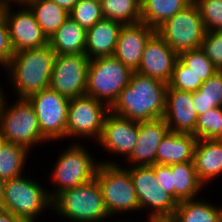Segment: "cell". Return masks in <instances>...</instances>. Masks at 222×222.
I'll return each mask as SVG.
<instances>
[{"mask_svg": "<svg viewBox=\"0 0 222 222\" xmlns=\"http://www.w3.org/2000/svg\"><path fill=\"white\" fill-rule=\"evenodd\" d=\"M167 88L166 83L133 71L129 85L120 92L110 111L137 122L163 118Z\"/></svg>", "mask_w": 222, "mask_h": 222, "instance_id": "cell-1", "label": "cell"}, {"mask_svg": "<svg viewBox=\"0 0 222 222\" xmlns=\"http://www.w3.org/2000/svg\"><path fill=\"white\" fill-rule=\"evenodd\" d=\"M55 56L49 44L14 53L6 66V76L17 98H28L49 88Z\"/></svg>", "mask_w": 222, "mask_h": 222, "instance_id": "cell-2", "label": "cell"}, {"mask_svg": "<svg viewBox=\"0 0 222 222\" xmlns=\"http://www.w3.org/2000/svg\"><path fill=\"white\" fill-rule=\"evenodd\" d=\"M52 211L69 222H104L111 219L96 178L59 193L52 200Z\"/></svg>", "mask_w": 222, "mask_h": 222, "instance_id": "cell-3", "label": "cell"}, {"mask_svg": "<svg viewBox=\"0 0 222 222\" xmlns=\"http://www.w3.org/2000/svg\"><path fill=\"white\" fill-rule=\"evenodd\" d=\"M58 155L48 178L54 186V189H48L51 200L65 190L93 180L100 164L81 142H72L68 148L58 152Z\"/></svg>", "mask_w": 222, "mask_h": 222, "instance_id": "cell-4", "label": "cell"}, {"mask_svg": "<svg viewBox=\"0 0 222 222\" xmlns=\"http://www.w3.org/2000/svg\"><path fill=\"white\" fill-rule=\"evenodd\" d=\"M113 160V161H112ZM95 178L110 217L140 211L139 202L130 172L114 158L100 161ZM139 210V211H138ZM125 212V213H124Z\"/></svg>", "mask_w": 222, "mask_h": 222, "instance_id": "cell-5", "label": "cell"}, {"mask_svg": "<svg viewBox=\"0 0 222 222\" xmlns=\"http://www.w3.org/2000/svg\"><path fill=\"white\" fill-rule=\"evenodd\" d=\"M30 177L24 174L5 181L0 209L9 211L26 222H38L37 218L47 209L52 210V200L48 188Z\"/></svg>", "mask_w": 222, "mask_h": 222, "instance_id": "cell-6", "label": "cell"}, {"mask_svg": "<svg viewBox=\"0 0 222 222\" xmlns=\"http://www.w3.org/2000/svg\"><path fill=\"white\" fill-rule=\"evenodd\" d=\"M5 104L0 109V127L8 143L27 149L42 146L48 140L42 135L33 105L27 98H17L16 102ZM34 147V148H33Z\"/></svg>", "mask_w": 222, "mask_h": 222, "instance_id": "cell-7", "label": "cell"}, {"mask_svg": "<svg viewBox=\"0 0 222 222\" xmlns=\"http://www.w3.org/2000/svg\"><path fill=\"white\" fill-rule=\"evenodd\" d=\"M132 73L114 55L91 59L87 72L86 95L110 108L120 92L129 85Z\"/></svg>", "mask_w": 222, "mask_h": 222, "instance_id": "cell-8", "label": "cell"}, {"mask_svg": "<svg viewBox=\"0 0 222 222\" xmlns=\"http://www.w3.org/2000/svg\"><path fill=\"white\" fill-rule=\"evenodd\" d=\"M125 168L130 172L140 212L147 213L148 210V216H145L147 219L168 222L176 211L178 202L159 186L152 165Z\"/></svg>", "mask_w": 222, "mask_h": 222, "instance_id": "cell-9", "label": "cell"}, {"mask_svg": "<svg viewBox=\"0 0 222 222\" xmlns=\"http://www.w3.org/2000/svg\"><path fill=\"white\" fill-rule=\"evenodd\" d=\"M156 32L179 54L200 48L207 31L199 7L192 1L162 24Z\"/></svg>", "mask_w": 222, "mask_h": 222, "instance_id": "cell-10", "label": "cell"}, {"mask_svg": "<svg viewBox=\"0 0 222 222\" xmlns=\"http://www.w3.org/2000/svg\"><path fill=\"white\" fill-rule=\"evenodd\" d=\"M110 108L103 102L91 96L71 98L68 107L66 139L80 140L93 139L97 141L101 137L103 122ZM76 138V139H75ZM80 140L78 141V139Z\"/></svg>", "mask_w": 222, "mask_h": 222, "instance_id": "cell-11", "label": "cell"}, {"mask_svg": "<svg viewBox=\"0 0 222 222\" xmlns=\"http://www.w3.org/2000/svg\"><path fill=\"white\" fill-rule=\"evenodd\" d=\"M33 105L42 135L51 143L66 139L70 99L50 88L27 98Z\"/></svg>", "mask_w": 222, "mask_h": 222, "instance_id": "cell-12", "label": "cell"}, {"mask_svg": "<svg viewBox=\"0 0 222 222\" xmlns=\"http://www.w3.org/2000/svg\"><path fill=\"white\" fill-rule=\"evenodd\" d=\"M14 6H19V9L17 8L15 11L12 8ZM3 15L8 26L10 43L14 53L49 44V39L37 23L34 13L24 2H5Z\"/></svg>", "mask_w": 222, "mask_h": 222, "instance_id": "cell-13", "label": "cell"}, {"mask_svg": "<svg viewBox=\"0 0 222 222\" xmlns=\"http://www.w3.org/2000/svg\"><path fill=\"white\" fill-rule=\"evenodd\" d=\"M89 63L85 54H57L49 88L69 99L86 95Z\"/></svg>", "mask_w": 222, "mask_h": 222, "instance_id": "cell-14", "label": "cell"}, {"mask_svg": "<svg viewBox=\"0 0 222 222\" xmlns=\"http://www.w3.org/2000/svg\"><path fill=\"white\" fill-rule=\"evenodd\" d=\"M139 122L132 121L109 111L103 122L101 137L97 143L106 151L127 159L138 139ZM105 149V150H104Z\"/></svg>", "mask_w": 222, "mask_h": 222, "instance_id": "cell-15", "label": "cell"}, {"mask_svg": "<svg viewBox=\"0 0 222 222\" xmlns=\"http://www.w3.org/2000/svg\"><path fill=\"white\" fill-rule=\"evenodd\" d=\"M178 54L155 32L147 41L138 73L168 84Z\"/></svg>", "mask_w": 222, "mask_h": 222, "instance_id": "cell-16", "label": "cell"}, {"mask_svg": "<svg viewBox=\"0 0 222 222\" xmlns=\"http://www.w3.org/2000/svg\"><path fill=\"white\" fill-rule=\"evenodd\" d=\"M170 132L164 118L139 122L138 139L130 156L129 166H151L157 163V149Z\"/></svg>", "mask_w": 222, "mask_h": 222, "instance_id": "cell-17", "label": "cell"}, {"mask_svg": "<svg viewBox=\"0 0 222 222\" xmlns=\"http://www.w3.org/2000/svg\"><path fill=\"white\" fill-rule=\"evenodd\" d=\"M163 118L171 132L195 136L198 115L193 105L192 92L168 87Z\"/></svg>", "mask_w": 222, "mask_h": 222, "instance_id": "cell-18", "label": "cell"}, {"mask_svg": "<svg viewBox=\"0 0 222 222\" xmlns=\"http://www.w3.org/2000/svg\"><path fill=\"white\" fill-rule=\"evenodd\" d=\"M155 32L156 30L143 22L123 25L113 55L132 71H136L145 45Z\"/></svg>", "mask_w": 222, "mask_h": 222, "instance_id": "cell-19", "label": "cell"}, {"mask_svg": "<svg viewBox=\"0 0 222 222\" xmlns=\"http://www.w3.org/2000/svg\"><path fill=\"white\" fill-rule=\"evenodd\" d=\"M193 163L197 177L205 187L222 175V139H198Z\"/></svg>", "mask_w": 222, "mask_h": 222, "instance_id": "cell-20", "label": "cell"}, {"mask_svg": "<svg viewBox=\"0 0 222 222\" xmlns=\"http://www.w3.org/2000/svg\"><path fill=\"white\" fill-rule=\"evenodd\" d=\"M122 23L103 18L87 30L85 55L91 60L113 55Z\"/></svg>", "mask_w": 222, "mask_h": 222, "instance_id": "cell-21", "label": "cell"}, {"mask_svg": "<svg viewBox=\"0 0 222 222\" xmlns=\"http://www.w3.org/2000/svg\"><path fill=\"white\" fill-rule=\"evenodd\" d=\"M197 141L193 134L170 131L157 149V164L172 165L193 161Z\"/></svg>", "mask_w": 222, "mask_h": 222, "instance_id": "cell-22", "label": "cell"}, {"mask_svg": "<svg viewBox=\"0 0 222 222\" xmlns=\"http://www.w3.org/2000/svg\"><path fill=\"white\" fill-rule=\"evenodd\" d=\"M87 31L69 17L49 39L55 54H85Z\"/></svg>", "mask_w": 222, "mask_h": 222, "instance_id": "cell-23", "label": "cell"}, {"mask_svg": "<svg viewBox=\"0 0 222 222\" xmlns=\"http://www.w3.org/2000/svg\"><path fill=\"white\" fill-rule=\"evenodd\" d=\"M169 166L172 172V197L178 203L201 197L198 194L204 190L205 186L197 177L193 161Z\"/></svg>", "mask_w": 222, "mask_h": 222, "instance_id": "cell-24", "label": "cell"}, {"mask_svg": "<svg viewBox=\"0 0 222 222\" xmlns=\"http://www.w3.org/2000/svg\"><path fill=\"white\" fill-rule=\"evenodd\" d=\"M168 222H222V207L205 198L184 200Z\"/></svg>", "mask_w": 222, "mask_h": 222, "instance_id": "cell-25", "label": "cell"}, {"mask_svg": "<svg viewBox=\"0 0 222 222\" xmlns=\"http://www.w3.org/2000/svg\"><path fill=\"white\" fill-rule=\"evenodd\" d=\"M23 2L34 13L37 23L48 39L70 17L67 10L52 0H24Z\"/></svg>", "mask_w": 222, "mask_h": 222, "instance_id": "cell-26", "label": "cell"}, {"mask_svg": "<svg viewBox=\"0 0 222 222\" xmlns=\"http://www.w3.org/2000/svg\"><path fill=\"white\" fill-rule=\"evenodd\" d=\"M193 0H147L141 6V22L157 30L169 18L183 10Z\"/></svg>", "mask_w": 222, "mask_h": 222, "instance_id": "cell-27", "label": "cell"}, {"mask_svg": "<svg viewBox=\"0 0 222 222\" xmlns=\"http://www.w3.org/2000/svg\"><path fill=\"white\" fill-rule=\"evenodd\" d=\"M193 105L197 115L213 108L222 107V71H217L200 88L192 92Z\"/></svg>", "mask_w": 222, "mask_h": 222, "instance_id": "cell-28", "label": "cell"}, {"mask_svg": "<svg viewBox=\"0 0 222 222\" xmlns=\"http://www.w3.org/2000/svg\"><path fill=\"white\" fill-rule=\"evenodd\" d=\"M30 151L14 143H6L0 149V178L9 180L24 175Z\"/></svg>", "mask_w": 222, "mask_h": 222, "instance_id": "cell-29", "label": "cell"}, {"mask_svg": "<svg viewBox=\"0 0 222 222\" xmlns=\"http://www.w3.org/2000/svg\"><path fill=\"white\" fill-rule=\"evenodd\" d=\"M104 18L126 24L141 22V4L138 0H100Z\"/></svg>", "mask_w": 222, "mask_h": 222, "instance_id": "cell-30", "label": "cell"}, {"mask_svg": "<svg viewBox=\"0 0 222 222\" xmlns=\"http://www.w3.org/2000/svg\"><path fill=\"white\" fill-rule=\"evenodd\" d=\"M197 139H222V107L200 114L195 129Z\"/></svg>", "mask_w": 222, "mask_h": 222, "instance_id": "cell-31", "label": "cell"}, {"mask_svg": "<svg viewBox=\"0 0 222 222\" xmlns=\"http://www.w3.org/2000/svg\"><path fill=\"white\" fill-rule=\"evenodd\" d=\"M69 16L86 31L104 18L100 0H79Z\"/></svg>", "mask_w": 222, "mask_h": 222, "instance_id": "cell-32", "label": "cell"}, {"mask_svg": "<svg viewBox=\"0 0 222 222\" xmlns=\"http://www.w3.org/2000/svg\"><path fill=\"white\" fill-rule=\"evenodd\" d=\"M178 59L191 69L202 82L208 80L218 71L201 48L181 52L178 54Z\"/></svg>", "mask_w": 222, "mask_h": 222, "instance_id": "cell-33", "label": "cell"}, {"mask_svg": "<svg viewBox=\"0 0 222 222\" xmlns=\"http://www.w3.org/2000/svg\"><path fill=\"white\" fill-rule=\"evenodd\" d=\"M202 84L203 82L191 69L185 66L179 59L176 60L171 79L167 84L169 88L195 92Z\"/></svg>", "mask_w": 222, "mask_h": 222, "instance_id": "cell-34", "label": "cell"}, {"mask_svg": "<svg viewBox=\"0 0 222 222\" xmlns=\"http://www.w3.org/2000/svg\"><path fill=\"white\" fill-rule=\"evenodd\" d=\"M199 7L206 31L222 30V0H193Z\"/></svg>", "mask_w": 222, "mask_h": 222, "instance_id": "cell-35", "label": "cell"}, {"mask_svg": "<svg viewBox=\"0 0 222 222\" xmlns=\"http://www.w3.org/2000/svg\"><path fill=\"white\" fill-rule=\"evenodd\" d=\"M200 48L215 68L222 71V30L207 31Z\"/></svg>", "mask_w": 222, "mask_h": 222, "instance_id": "cell-36", "label": "cell"}, {"mask_svg": "<svg viewBox=\"0 0 222 222\" xmlns=\"http://www.w3.org/2000/svg\"><path fill=\"white\" fill-rule=\"evenodd\" d=\"M13 55L14 51L10 43L9 30L2 11L0 13V64L7 66Z\"/></svg>", "mask_w": 222, "mask_h": 222, "instance_id": "cell-37", "label": "cell"}, {"mask_svg": "<svg viewBox=\"0 0 222 222\" xmlns=\"http://www.w3.org/2000/svg\"><path fill=\"white\" fill-rule=\"evenodd\" d=\"M152 169L159 186L172 196V172L169 165L154 164Z\"/></svg>", "mask_w": 222, "mask_h": 222, "instance_id": "cell-38", "label": "cell"}, {"mask_svg": "<svg viewBox=\"0 0 222 222\" xmlns=\"http://www.w3.org/2000/svg\"><path fill=\"white\" fill-rule=\"evenodd\" d=\"M0 222H26V221L19 217H16L9 211L0 209Z\"/></svg>", "mask_w": 222, "mask_h": 222, "instance_id": "cell-39", "label": "cell"}, {"mask_svg": "<svg viewBox=\"0 0 222 222\" xmlns=\"http://www.w3.org/2000/svg\"><path fill=\"white\" fill-rule=\"evenodd\" d=\"M58 6L70 12L79 0H52Z\"/></svg>", "mask_w": 222, "mask_h": 222, "instance_id": "cell-40", "label": "cell"}, {"mask_svg": "<svg viewBox=\"0 0 222 222\" xmlns=\"http://www.w3.org/2000/svg\"><path fill=\"white\" fill-rule=\"evenodd\" d=\"M0 66L3 67L4 71H6L5 73H7V67L4 65H1V64H0ZM2 88L3 87H1V85H0V109L5 104V102L7 100L6 98L8 97L5 95V92H4L5 90H3Z\"/></svg>", "mask_w": 222, "mask_h": 222, "instance_id": "cell-41", "label": "cell"}, {"mask_svg": "<svg viewBox=\"0 0 222 222\" xmlns=\"http://www.w3.org/2000/svg\"><path fill=\"white\" fill-rule=\"evenodd\" d=\"M4 190H5V180L0 178V208L4 198Z\"/></svg>", "mask_w": 222, "mask_h": 222, "instance_id": "cell-42", "label": "cell"}, {"mask_svg": "<svg viewBox=\"0 0 222 222\" xmlns=\"http://www.w3.org/2000/svg\"><path fill=\"white\" fill-rule=\"evenodd\" d=\"M7 143L6 138L2 132V129L0 127V149Z\"/></svg>", "mask_w": 222, "mask_h": 222, "instance_id": "cell-43", "label": "cell"}, {"mask_svg": "<svg viewBox=\"0 0 222 222\" xmlns=\"http://www.w3.org/2000/svg\"><path fill=\"white\" fill-rule=\"evenodd\" d=\"M116 220H114V222H115ZM146 221H148V222H164V221H160V220H155V219H147ZM117 222H122V220L120 221V220H118ZM123 222H129V220L128 221H123ZM130 222H132V220L130 221ZM137 222V221H136ZM141 222V221H140Z\"/></svg>", "mask_w": 222, "mask_h": 222, "instance_id": "cell-44", "label": "cell"}, {"mask_svg": "<svg viewBox=\"0 0 222 222\" xmlns=\"http://www.w3.org/2000/svg\"><path fill=\"white\" fill-rule=\"evenodd\" d=\"M5 2L3 0H0V13L3 11Z\"/></svg>", "mask_w": 222, "mask_h": 222, "instance_id": "cell-45", "label": "cell"}, {"mask_svg": "<svg viewBox=\"0 0 222 222\" xmlns=\"http://www.w3.org/2000/svg\"><path fill=\"white\" fill-rule=\"evenodd\" d=\"M4 2H23L24 0H3Z\"/></svg>", "mask_w": 222, "mask_h": 222, "instance_id": "cell-46", "label": "cell"}, {"mask_svg": "<svg viewBox=\"0 0 222 222\" xmlns=\"http://www.w3.org/2000/svg\"><path fill=\"white\" fill-rule=\"evenodd\" d=\"M141 6L147 1V0H138Z\"/></svg>", "mask_w": 222, "mask_h": 222, "instance_id": "cell-47", "label": "cell"}]
</instances>
